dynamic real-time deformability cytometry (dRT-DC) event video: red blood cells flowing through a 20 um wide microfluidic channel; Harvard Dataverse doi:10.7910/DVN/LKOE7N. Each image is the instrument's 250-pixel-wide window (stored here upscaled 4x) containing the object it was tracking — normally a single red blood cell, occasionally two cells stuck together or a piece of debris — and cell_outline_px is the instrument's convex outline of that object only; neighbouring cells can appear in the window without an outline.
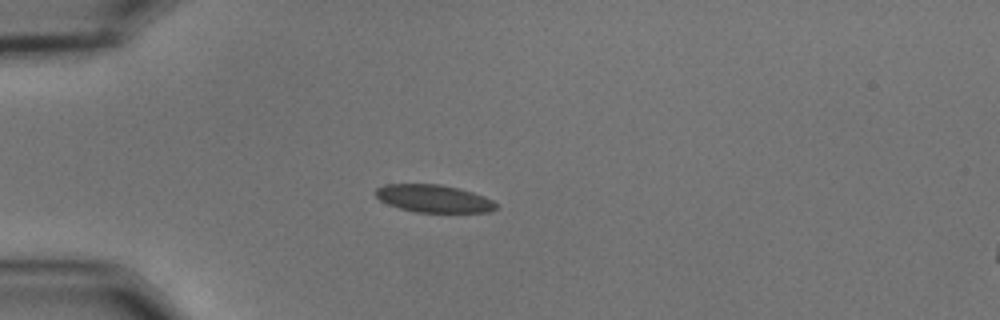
{"species": "common noctule bat (a hibernating species)", "species_latin": "Nyctalus noctula", "temperature_condition": "cold", "stored_images_in_passage": 5, "camera_frame_rate_fps": 3000, "um_per_image_px": 0.085, "animal": {"sex": "male", "body_mass_g": 15.6}, "frame": {"image": 1, "passage_image": 1, "time_ms": 0.0, "image_size_px": [1000, 320], "cell_outline_px": [[496, 208], [488, 212], [416, 212], [400, 208], [388, 204], [380, 200], [372, 192], [376, 188], [384, 184], [440, 184], [460, 188], [484, 196], [492, 200], [496, 204]], "centroid_in_image_um": [36.82, 16.87], "position_along_channel_um": 48.2, "area_um2": 19.42}}